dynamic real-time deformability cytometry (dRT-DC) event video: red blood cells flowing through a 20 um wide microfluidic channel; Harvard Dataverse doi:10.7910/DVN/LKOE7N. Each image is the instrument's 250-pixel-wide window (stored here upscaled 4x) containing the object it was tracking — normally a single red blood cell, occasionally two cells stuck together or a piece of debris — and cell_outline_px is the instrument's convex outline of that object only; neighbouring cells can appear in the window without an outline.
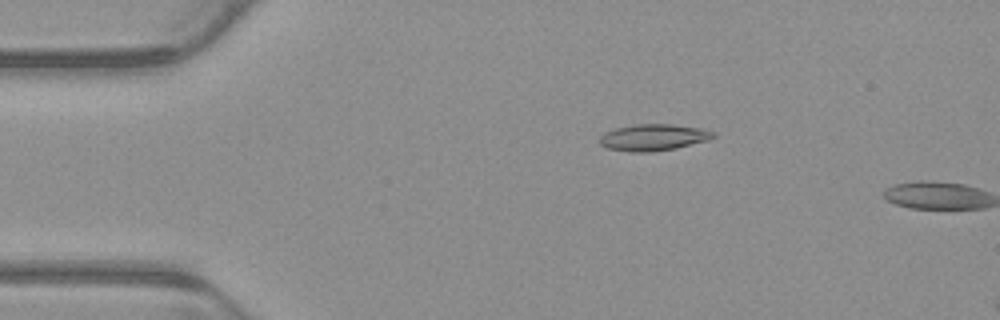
{"species": "common noctule bat (a hibernating species)", "species_latin": "Nyctalus noctula", "temperature_condition": "warm", "stored_images_in_passage": 4, "camera_frame_rate_fps": 3000, "um_per_image_px": 0.085, "animal": {"sex": "male", "body_mass_g": 23.1, "forearm_length_mm": 52.7}, "frame": {"image": 1, "passage_image": 3, "time_ms": 0.667, "image_size_px": [1000, 320], "cell_outline_px": [[716, 136], [708, 140], [676, 148], [652, 152], [628, 152], [608, 148], [600, 144], [600, 136], [604, 132], [616, 128], [636, 124], [672, 124], [700, 128], [716, 132]], "centroid_in_image_um": [55.54, 11.68], "position_along_channel_um": 29.5, "area_um2": 17.63}}